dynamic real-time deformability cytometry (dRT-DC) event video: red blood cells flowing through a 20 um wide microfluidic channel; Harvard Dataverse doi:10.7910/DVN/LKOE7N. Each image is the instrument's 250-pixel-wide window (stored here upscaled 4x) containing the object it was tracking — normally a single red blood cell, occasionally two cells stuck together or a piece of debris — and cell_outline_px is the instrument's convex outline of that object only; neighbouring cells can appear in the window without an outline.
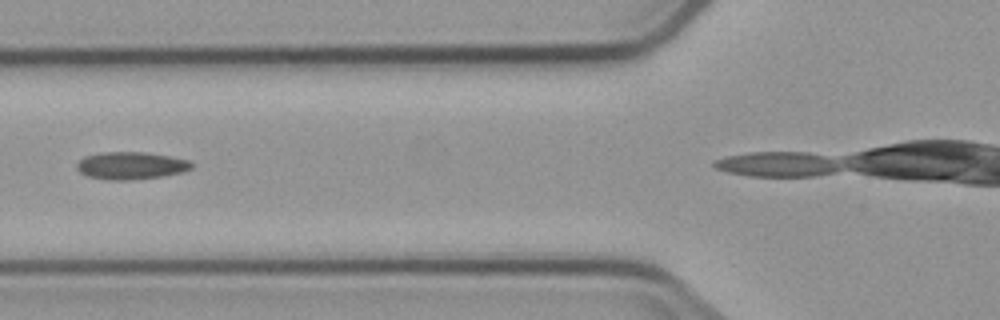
{"species": "common noctule bat (a hibernating species)", "species_latin": "Nyctalus noctula", "temperature_condition": "cold", "stored_images_in_passage": 5, "camera_frame_rate_fps": 3000, "um_per_image_px": 0.085, "animal": {"sex": "male", "body_mass_g": 23.1, "forearm_length_mm": 52.7}, "frame": {"image": 1, "passage_image": 3, "time_ms": 2.333, "image_size_px": [1000, 320], "cell_outline_px": [[192, 168], [180, 172], [164, 176], [132, 180], [108, 180], [88, 176], [80, 172], [76, 168], [76, 164], [84, 156], [104, 152], [144, 152], [168, 156], [188, 160], [192, 164]], "centroid_in_image_um": [11.1, 14.08], "position_along_channel_um": 114.7, "area_um2": 18.26}}